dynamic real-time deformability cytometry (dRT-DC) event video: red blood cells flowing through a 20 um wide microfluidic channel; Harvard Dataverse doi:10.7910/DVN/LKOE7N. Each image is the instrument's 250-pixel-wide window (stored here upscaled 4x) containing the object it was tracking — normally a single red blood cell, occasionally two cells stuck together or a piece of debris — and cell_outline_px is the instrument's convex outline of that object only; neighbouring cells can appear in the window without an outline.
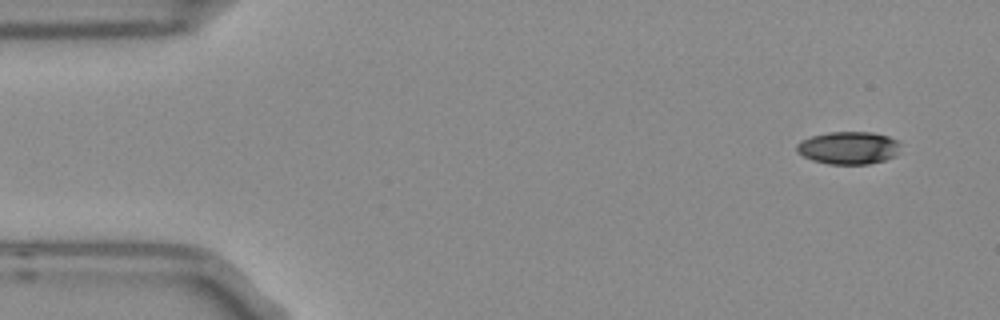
{"species": "Egyptian fruit bat (a non-hibernating species)", "species_latin": "Rousettus aegyptiacus", "temperature_condition": "room temperature", "stored_images_in_passage": 5, "camera_frame_rate_fps": 3000, "um_per_image_px": 0.085, "frame": {"image": 1, "passage_image": 1, "time_ms": 0.0, "image_size_px": [1000, 320], "cell_outline_px": [[900, 144], [896, 156], [884, 160], [868, 164], [828, 164], [812, 160], [796, 152], [796, 144], [800, 140], [812, 136], [828, 132], [872, 132], [888, 136], [900, 140]], "centroid_in_image_um": [72.13, 12.56], "position_along_channel_um": 12.9, "area_um2": 19.94}}
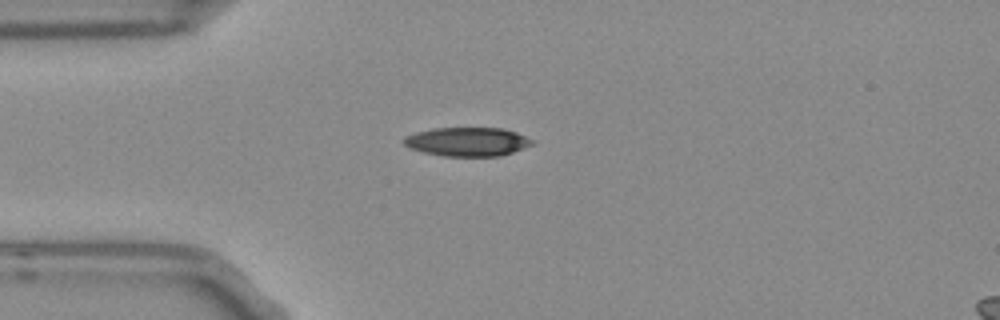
{"frame": {"image": 2, "passage_image": 4, "time_ms": 1.0, "image_size_px": [1000, 320], "cell_outline_px": [[536, 144], [500, 156], [444, 156], [420, 152], [408, 148], [400, 140], [404, 136], [416, 132], [432, 128], [504, 128], [516, 132], [532, 140]], "centroid_in_image_um": [39.67, 12.05], "position_along_channel_um": 45.3, "area_um2": 21.85}}